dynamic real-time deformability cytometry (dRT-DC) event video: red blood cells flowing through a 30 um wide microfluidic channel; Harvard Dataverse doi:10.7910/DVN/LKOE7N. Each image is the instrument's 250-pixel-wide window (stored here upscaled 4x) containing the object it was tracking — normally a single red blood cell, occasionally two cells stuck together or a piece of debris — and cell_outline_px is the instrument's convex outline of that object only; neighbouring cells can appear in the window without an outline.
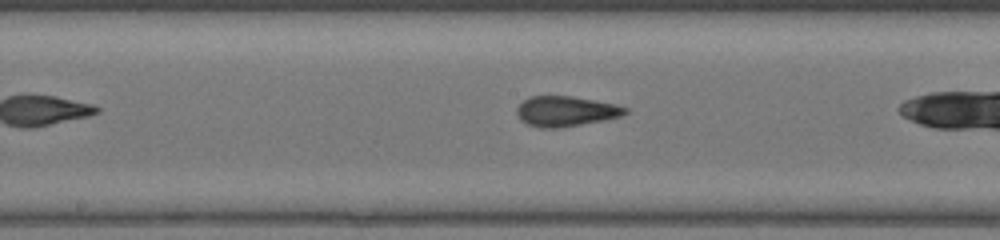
{"species": "common noctule bat (a hibernating species)", "species_latin": "Nyctalus noctula", "temperature_condition": "warm", "stored_images_in_passage": 23, "camera_frame_rate_fps": 3000, "um_per_image_px": 0.085, "animal": {"sex": "female", "body_mass_g": 17.0, "forearm_length_mm": 48.0}, "frame": {"image": 1, "passage_image": 10, "time_ms": 3.0, "image_size_px": [1000, 240], "cell_outline_px": [[628, 112], [620, 116], [604, 120], [556, 128], [540, 128], [528, 124], [520, 120], [516, 112], [516, 108], [528, 96], [572, 96], [596, 100], [616, 104], [628, 108]], "centroid_in_image_um": [48.08, 9.45], "position_along_channel_um": 200.1, "area_um2": 19.07}}